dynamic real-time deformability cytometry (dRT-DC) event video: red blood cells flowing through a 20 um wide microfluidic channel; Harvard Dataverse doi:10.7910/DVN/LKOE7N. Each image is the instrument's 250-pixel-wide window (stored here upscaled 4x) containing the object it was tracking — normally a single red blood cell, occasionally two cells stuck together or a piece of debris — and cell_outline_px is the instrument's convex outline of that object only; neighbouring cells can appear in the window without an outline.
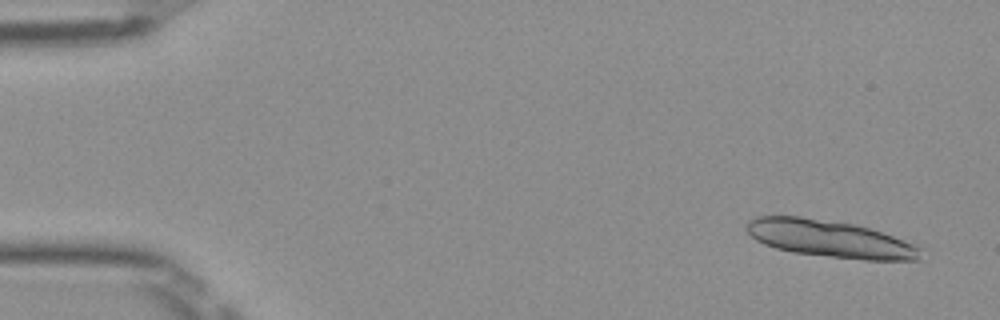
{"species": "Egyptian fruit bat (a non-hibernating species)", "species_latin": "Rousettus aegyptiacus", "temperature_condition": "room temperature", "stored_images_in_passage": 15, "camera_frame_rate_fps": 3000, "um_per_image_px": 0.085, "frame": {"image": 1, "passage_image": 3, "time_ms": 0.667, "image_size_px": [1000, 320], "cell_outline_px": [[924, 248], [920, 260], [864, 260], [792, 252], [776, 248], [764, 244], [756, 240], [748, 232], [748, 220], [756, 216], [800, 216], [856, 224], [892, 236]], "centroid_in_image_um": [70.57, 20.3], "position_along_channel_um": 14.4, "area_um2": 37.51}}